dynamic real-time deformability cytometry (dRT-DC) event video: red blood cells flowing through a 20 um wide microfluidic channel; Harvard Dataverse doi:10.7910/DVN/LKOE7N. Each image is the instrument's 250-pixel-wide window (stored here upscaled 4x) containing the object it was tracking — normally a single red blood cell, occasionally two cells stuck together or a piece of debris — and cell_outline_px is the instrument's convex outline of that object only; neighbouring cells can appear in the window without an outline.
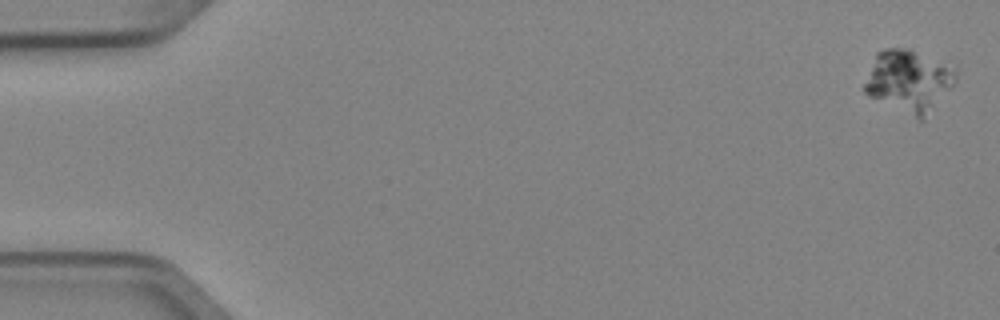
{"species": "Egyptian fruit bat (a non-hibernating species)", "species_latin": "Rousettus aegyptiacus", "temperature_condition": "cold", "stored_images_in_passage": 6, "segment_of_instrument_passage": [1, 2], "camera_frame_rate_fps": 3000, "um_per_image_px": 0.085, "animal": {"sex": "female"}, "frame": {"image": 1, "passage_image": 1, "time_ms": 0.0, "image_size_px": [1000, 320], "cell_outline_px": [[956, 80], [924, 120], [920, 120], [868, 96], [864, 92], [864, 84], [876, 52], [884, 48], [908, 48], [956, 68]], "centroid_in_image_um": [77.23, 6.88], "position_along_channel_um": 7.8, "area_um2": 32.66}}